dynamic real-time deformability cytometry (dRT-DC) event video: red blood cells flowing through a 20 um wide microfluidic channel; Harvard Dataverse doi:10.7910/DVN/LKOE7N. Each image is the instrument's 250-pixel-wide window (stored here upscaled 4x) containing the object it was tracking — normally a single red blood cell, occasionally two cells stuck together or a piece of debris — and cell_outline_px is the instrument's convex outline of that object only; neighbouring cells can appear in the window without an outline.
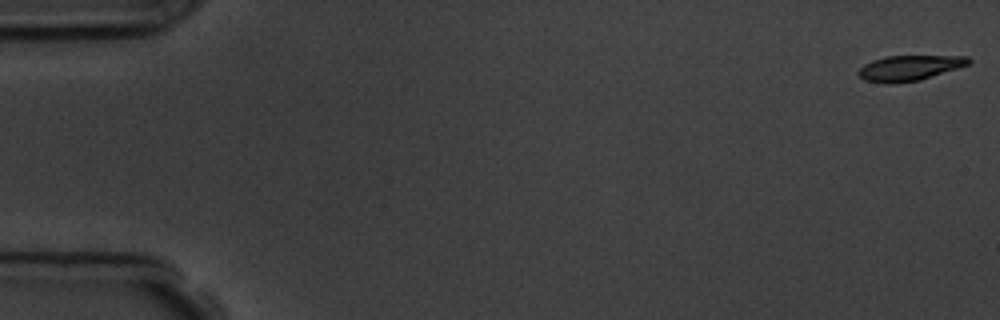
{"species": "common noctule bat (a hibernating species)", "species_latin": "Nyctalus noctula", "temperature_condition": "room temperature", "stored_images_in_passage": 57, "camera_frame_rate_fps": 3000, "um_per_image_px": 0.085, "animal": {"sex": "male", "body_mass_g": 19.5, "forearm_length_mm": 54.6}, "frame": {"image": 1, "passage_image": 1, "time_ms": 0.0, "image_size_px": [1000, 320], "cell_outline_px": [[972, 60], [968, 64], [920, 80], [892, 84], [884, 84], [864, 80], [856, 72], [864, 64], [872, 60], [884, 56], [968, 56]], "centroid_in_image_um": [77.24, 5.78], "position_along_channel_um": 7.8, "area_um2": 16.24}}
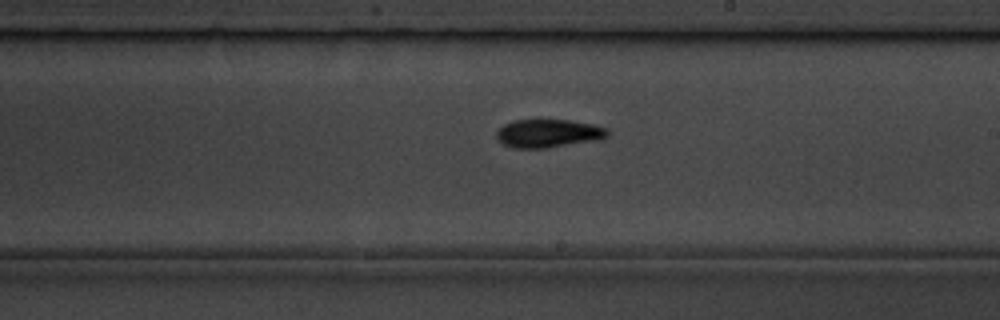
{"frame": {"image": 2, "passage_image": 33, "time_ms": 10.667, "image_size_px": [1000, 320], "cell_outline_px": [[608, 136], [604, 140], [548, 148], [512, 148], [496, 140], [496, 132], [504, 124], [512, 120], [572, 120], [592, 124], [608, 128]], "centroid_in_image_um": [46.65, 11.35], "position_along_channel_um": 242.4, "area_um2": 18.73}}
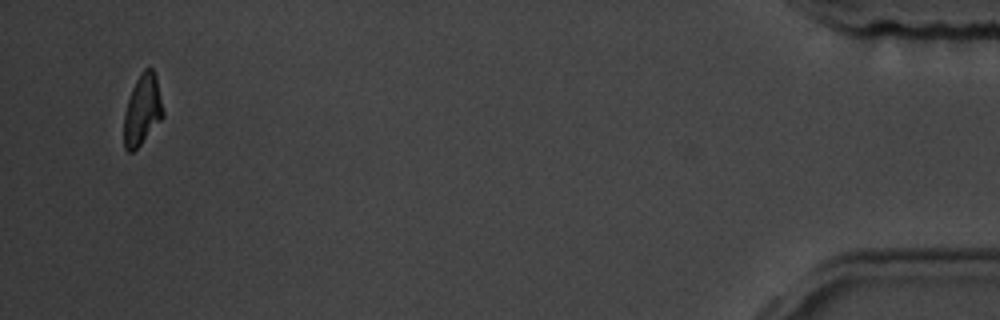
{"frame": {"image": 3, "passage_image": 55, "time_ms": 18.0, "image_size_px": [1000, 320], "cell_outline_px": [[164, 116], [140, 144], [132, 152], [128, 152], [124, 148], [124, 112], [132, 88], [140, 72], [144, 68], [152, 68], [156, 76], [164, 112]], "centroid_in_image_um": [12.09, 9.32], "position_along_channel_um": 423.1, "area_um2": 15.95}, "authors_computed_cell_mechanics": {"area_um2": 17.5134, "velocity_mm_per_s": 3.5979, "shape_relaxation_time_tau1_ms": 3.6838, "shape_relaxation_time_tau2_ms": 4.4864, "deformation_change_tau1": 0.1821, "deformation_change_tau2": 0.1157}}